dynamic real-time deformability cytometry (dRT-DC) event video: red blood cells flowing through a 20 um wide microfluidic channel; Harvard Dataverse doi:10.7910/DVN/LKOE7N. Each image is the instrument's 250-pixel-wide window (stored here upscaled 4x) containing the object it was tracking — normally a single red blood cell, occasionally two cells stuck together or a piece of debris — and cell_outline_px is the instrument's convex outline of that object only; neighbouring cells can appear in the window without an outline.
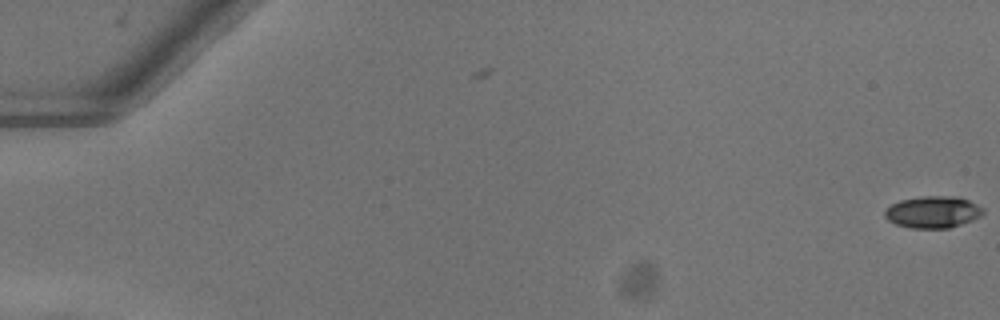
{"species": "common noctule bat (a hibernating species)", "species_latin": "Nyctalus noctula", "temperature_condition": "warm", "stored_images_in_passage": 4, "camera_frame_rate_fps": 3000, "um_per_image_px": 0.085, "animal": {"sex": "female"}, "frame": {"image": 1, "passage_image": 4, "time_ms": 1.0, "image_size_px": [1000, 320], "cell_outline_px": [[984, 212], [980, 216], [972, 220], [948, 228], [908, 228], [896, 224], [888, 220], [884, 216], [884, 212], [892, 204], [900, 200], [924, 196], [956, 196], [968, 200], [984, 208]], "centroid_in_image_um": [79.29, 18.02], "position_along_channel_um": 5.7, "area_um2": 18.15}}